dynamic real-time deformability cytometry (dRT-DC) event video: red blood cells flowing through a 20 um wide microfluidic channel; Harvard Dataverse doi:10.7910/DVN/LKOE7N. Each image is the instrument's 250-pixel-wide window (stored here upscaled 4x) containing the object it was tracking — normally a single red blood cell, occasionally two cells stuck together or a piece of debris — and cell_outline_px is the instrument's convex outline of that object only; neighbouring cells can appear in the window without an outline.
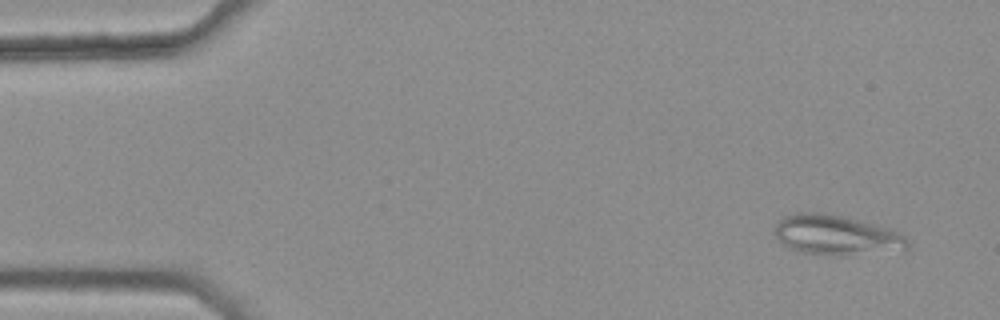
{"species": "common noctule bat (a hibernating species)", "species_latin": "Nyctalus noctula", "temperature_condition": "warm", "stored_images_in_passage": 4, "camera_frame_rate_fps": 3000, "um_per_image_px": 0.085, "animal": {"sex": "female", "body_mass_g": 25.1}, "frame": {"image": 1, "passage_image": 1, "time_ms": 0.0, "image_size_px": [1000, 320], "cell_outline_px": [[908, 248], [904, 252], [844, 256], [832, 256], [804, 252], [792, 248], [784, 244], [772, 232], [776, 224], [784, 216], [796, 212], [820, 212], [844, 216], [892, 228], [904, 236], [908, 244]], "centroid_in_image_um": [71.16, 20.0], "position_along_channel_um": 13.8, "area_um2": 31.67}}